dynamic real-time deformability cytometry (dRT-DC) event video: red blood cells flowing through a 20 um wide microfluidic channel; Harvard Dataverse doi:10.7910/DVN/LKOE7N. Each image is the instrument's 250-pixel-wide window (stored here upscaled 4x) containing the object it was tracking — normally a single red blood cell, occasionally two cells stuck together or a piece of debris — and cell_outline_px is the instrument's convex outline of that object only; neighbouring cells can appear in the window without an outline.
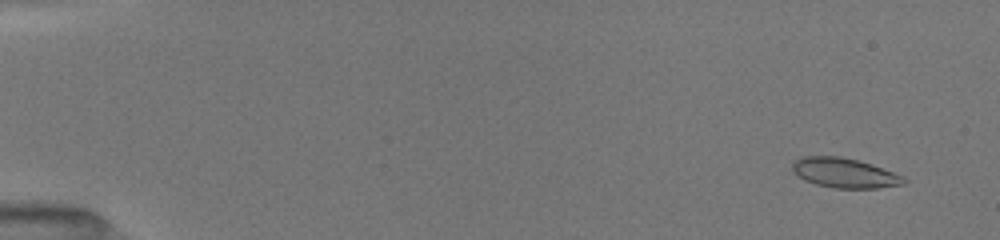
{"species": "common noctule bat (a hibernating species)", "species_latin": "Nyctalus noctula", "temperature_condition": "room temperature", "stored_images_in_passage": 52, "camera_frame_rate_fps": 3000, "um_per_image_px": 0.085, "animal": {"sex": "female", "body_mass_g": 19.5, "forearm_length_mm": 54.1}, "frame": {"image": 1, "passage_image": 4, "time_ms": 1.0, "image_size_px": [1000, 240], "cell_outline_px": [[908, 180], [904, 184], [876, 188], [832, 188], [816, 184], [804, 180], [792, 172], [792, 160], [800, 156], [840, 156], [860, 160], [872, 164], [904, 176]], "centroid_in_image_um": [71.75, 14.69], "position_along_channel_um": 13.2, "area_um2": 19.65}}
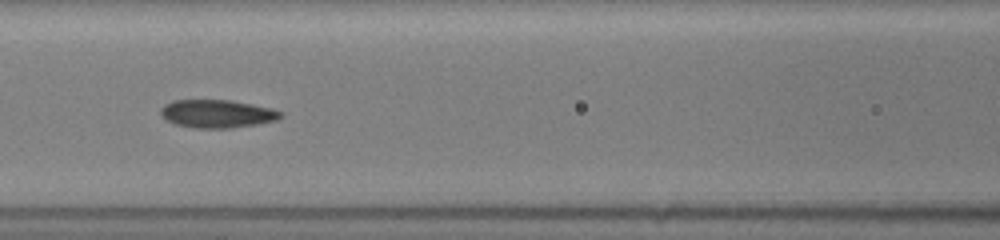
{"frame": {"image": 2, "passage_image": 25, "time_ms": 8.0, "image_size_px": [1000, 240], "cell_outline_px": [[284, 116], [276, 120], [256, 124], [232, 128], [196, 128], [176, 124], [160, 116], [160, 108], [164, 104], [172, 100], [232, 100], [272, 108], [284, 112]], "centroid_in_image_um": [18.47, 9.66], "position_along_channel_um": 148.1, "area_um2": 19.77}}
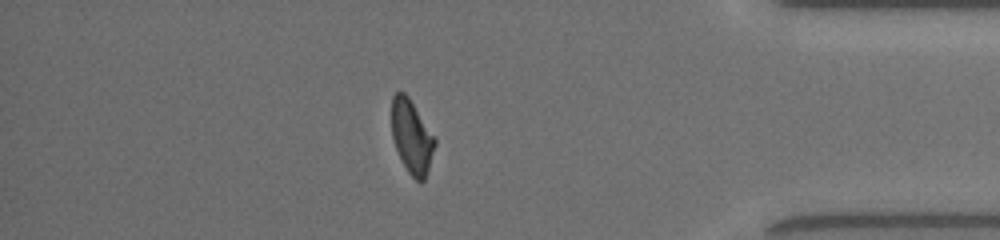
{"frame": {"image": 3, "passage_image": 46, "time_ms": 15.0, "image_size_px": [1000, 240], "cell_outline_px": [[436, 144], [424, 180], [420, 184], [408, 172], [396, 148], [392, 136], [392, 96], [396, 92], [404, 92], [408, 96], [436, 140]], "centroid_in_image_um": [34.99, 11.62], "position_along_channel_um": 400.2, "area_um2": 18.09}, "authors_computed_cell_mechanics": {"area_um2": 19.363, "velocity_mm_per_s": 4.0094, "shape_relaxation_time_tau1_ms": null, "shape_relaxation_time_tau2_ms": 1.8029, "deformation_change_tau1": null, "deformation_change_tau2": 0.0724}}